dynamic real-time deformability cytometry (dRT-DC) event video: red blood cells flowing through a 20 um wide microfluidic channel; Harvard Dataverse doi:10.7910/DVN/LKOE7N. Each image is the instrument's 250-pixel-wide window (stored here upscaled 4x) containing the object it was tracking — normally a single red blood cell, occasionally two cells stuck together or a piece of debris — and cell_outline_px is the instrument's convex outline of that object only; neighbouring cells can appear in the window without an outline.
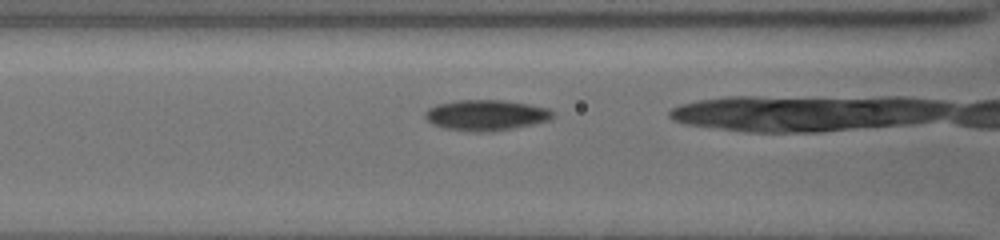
{"species": "common noctule bat (a hibernating species)", "species_latin": "Nyctalus noctula", "temperature_condition": "cold", "stored_images_in_passage": 42, "camera_frame_rate_fps": 3000, "um_per_image_px": 0.085, "animal": {"sex": "female", "body_mass_g": 19.5, "forearm_length_mm": 54.1}, "frame": {"image": 1, "passage_image": 11, "time_ms": 2.0, "image_size_px": [1000, 240], "cell_outline_px": [[556, 116], [548, 120], [532, 124], [492, 132], [476, 132], [448, 128], [432, 124], [424, 116], [424, 112], [428, 108], [436, 104], [456, 100], [504, 100], [528, 104], [548, 108], [556, 112]], "centroid_in_image_um": [41.33, 9.78], "position_along_channel_um": 125.3, "area_um2": 22.89}}
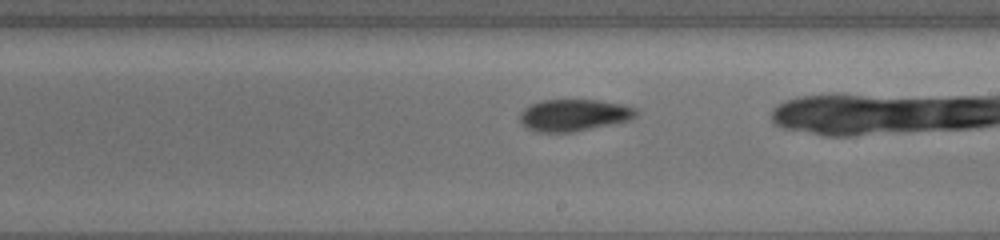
{"frame": {"image": 2, "passage_image": 25, "time_ms": 5.0, "image_size_px": [1000, 240], "cell_outline_px": [[636, 116], [628, 120], [572, 132], [540, 132], [528, 128], [520, 120], [520, 112], [524, 108], [532, 104], [544, 100], [596, 100], [624, 104], [636, 108]], "centroid_in_image_um": [48.78, 9.77], "position_along_channel_um": 240.2, "area_um2": 21.21}}
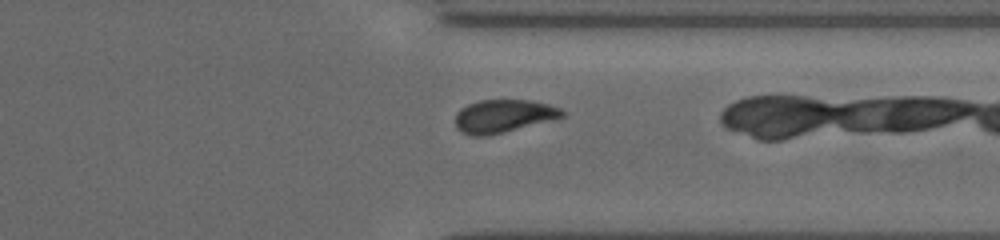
{"frame": {"image": 3, "passage_image": 41, "time_ms": 8.333, "image_size_px": [1000, 240], "cell_outline_px": [[568, 112], [564, 116], [556, 120], [484, 136], [472, 136], [464, 132], [456, 124], [456, 112], [460, 108], [468, 104], [480, 100], [528, 100], [548, 104], [560, 108]], "centroid_in_image_um": [42.86, 9.85], "position_along_channel_um": 368.5, "area_um2": 20.52}}